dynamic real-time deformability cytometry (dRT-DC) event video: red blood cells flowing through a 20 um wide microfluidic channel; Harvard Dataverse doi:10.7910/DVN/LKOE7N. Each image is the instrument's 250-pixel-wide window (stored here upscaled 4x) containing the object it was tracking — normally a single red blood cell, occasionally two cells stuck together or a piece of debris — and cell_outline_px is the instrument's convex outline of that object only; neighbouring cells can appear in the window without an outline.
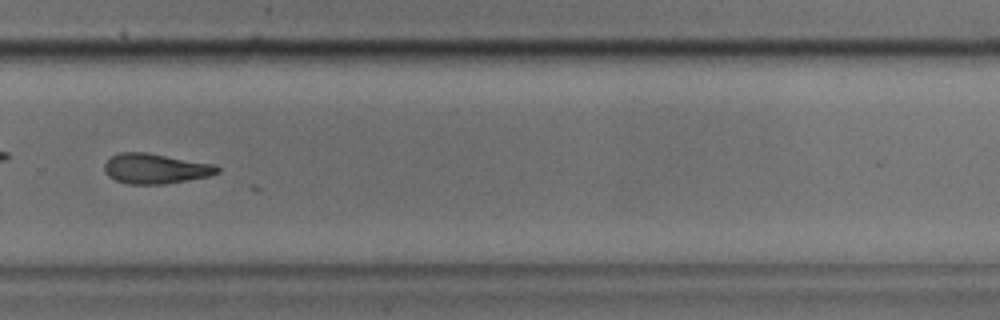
{"species": "common noctule bat (a hibernating species)", "species_latin": "Nyctalus noctula", "temperature_condition": "cold", "stored_images_in_passage": 31, "camera_frame_rate_fps": 3000, "um_per_image_px": 0.085, "animal": {"sex": "male", "body_mass_g": 17.9, "forearm_length_mm": 54.2}, "frame": {"image": 1, "passage_image": 18, "time_ms": 5.667, "image_size_px": [1000, 320], "cell_outline_px": [[220, 172], [208, 176], [188, 180], [164, 184], [132, 184], [116, 180], [108, 176], [104, 172], [104, 164], [112, 156], [120, 152], [148, 152], [216, 164], [220, 168]], "centroid_in_image_um": [13.24, 14.32], "position_along_channel_um": 316.6, "area_um2": 19.94}}